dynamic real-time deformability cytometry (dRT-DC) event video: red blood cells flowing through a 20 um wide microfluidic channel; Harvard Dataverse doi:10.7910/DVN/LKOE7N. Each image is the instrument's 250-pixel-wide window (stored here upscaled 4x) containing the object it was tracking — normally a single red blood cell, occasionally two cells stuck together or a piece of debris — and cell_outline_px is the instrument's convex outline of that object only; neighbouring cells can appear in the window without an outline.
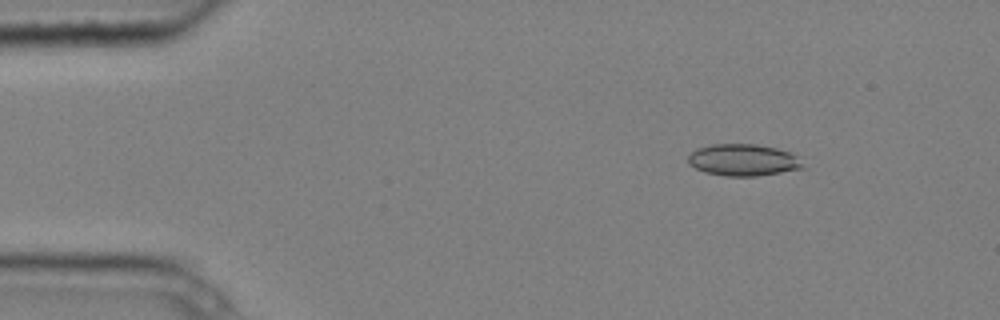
{"species": "common noctule bat (a hibernating species)", "species_latin": "Nyctalus noctula", "temperature_condition": "cold", "stored_images_in_passage": 3, "camera_frame_rate_fps": 3000, "um_per_image_px": 0.085, "animal": {"sex": "male", "body_mass_g": 20.4}, "frame": {"image": 1, "passage_image": 1, "time_ms": 0.0, "image_size_px": [1000, 320], "cell_outline_px": [[804, 168], [756, 176], [724, 176], [704, 172], [688, 164], [688, 156], [696, 148], [712, 144], [756, 144], [776, 148], [788, 152], [796, 156]], "centroid_in_image_um": [63.11, 13.6], "position_along_channel_um": 21.9, "area_um2": 21.1}}
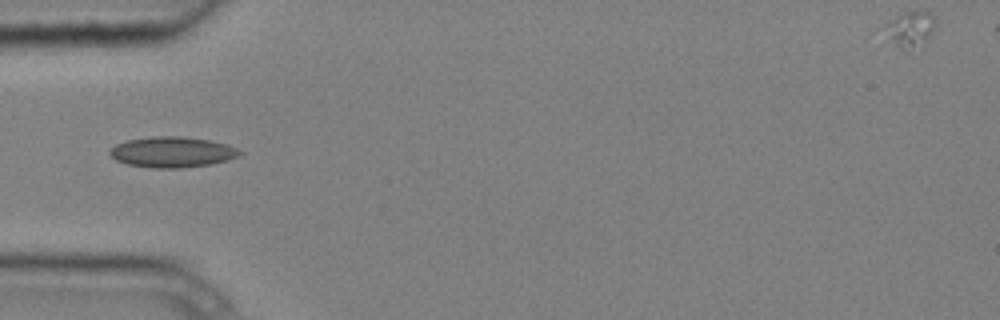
{"frame": {"image": 2, "passage_image": 3, "time_ms": 0.667, "image_size_px": [1000, 320], "cell_outline_px": [[244, 152], [240, 156], [228, 160], [212, 164], [180, 168], [152, 168], [128, 164], [116, 160], [108, 152], [116, 144], [128, 140], [152, 136], [180, 136], [208, 140], [228, 144]], "centroid_in_image_um": [14.68, 12.93], "position_along_channel_um": 70.3, "area_um2": 23.24}}